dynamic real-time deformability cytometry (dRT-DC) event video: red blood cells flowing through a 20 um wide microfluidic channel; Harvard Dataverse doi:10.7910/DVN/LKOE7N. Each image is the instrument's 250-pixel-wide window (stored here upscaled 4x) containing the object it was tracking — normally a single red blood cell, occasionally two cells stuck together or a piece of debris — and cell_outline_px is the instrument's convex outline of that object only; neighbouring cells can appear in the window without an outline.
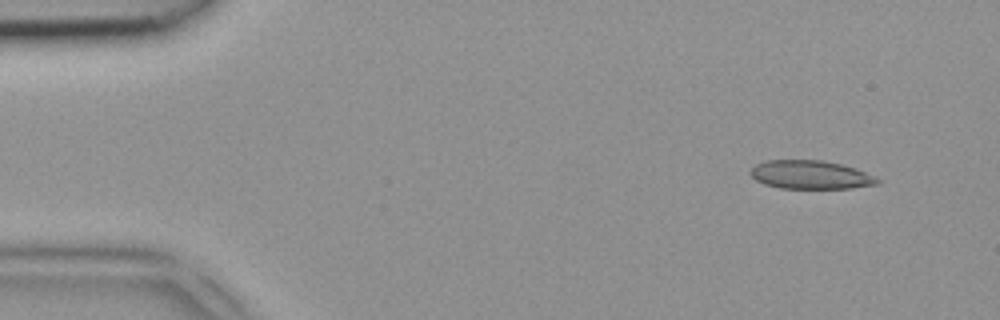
{"species": "common noctule bat (a hibernating species)", "species_latin": "Nyctalus noctula", "temperature_condition": "room temperature", "stored_images_in_passage": 44, "camera_frame_rate_fps": 3000, "um_per_image_px": 0.085, "animal": {"sex": "female", "body_mass_g": 18.4}, "frame": {"image": 1, "passage_image": 2, "time_ms": 0.333, "image_size_px": [1000, 320], "cell_outline_px": [[880, 184], [852, 188], [780, 188], [764, 184], [756, 180], [748, 172], [756, 164], [768, 160], [820, 160], [840, 164], [856, 168], [880, 180]], "centroid_in_image_um": [68.88, 14.86], "position_along_channel_um": 16.1, "area_um2": 20.98}}
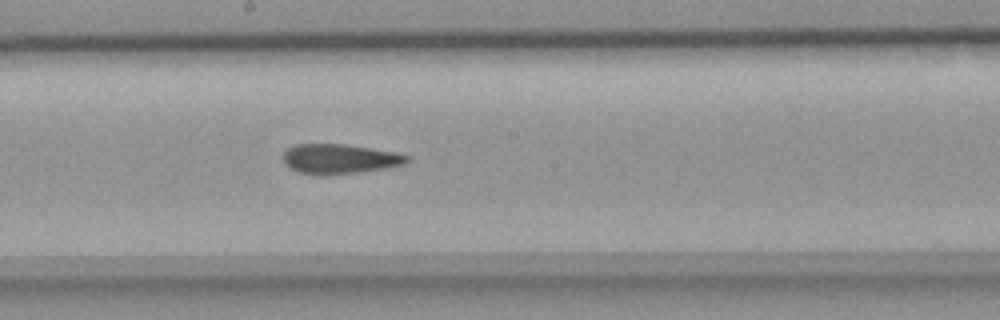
{"frame": {"image": 2, "passage_image": 23, "time_ms": 7.333, "image_size_px": [1000, 320], "cell_outline_px": [[412, 156], [404, 164], [388, 168], [356, 172], [300, 172], [288, 168], [284, 164], [284, 152], [288, 148], [296, 144], [344, 144], [396, 152]], "centroid_in_image_um": [28.91, 13.46], "position_along_channel_um": 219.3, "area_um2": 20.75}}
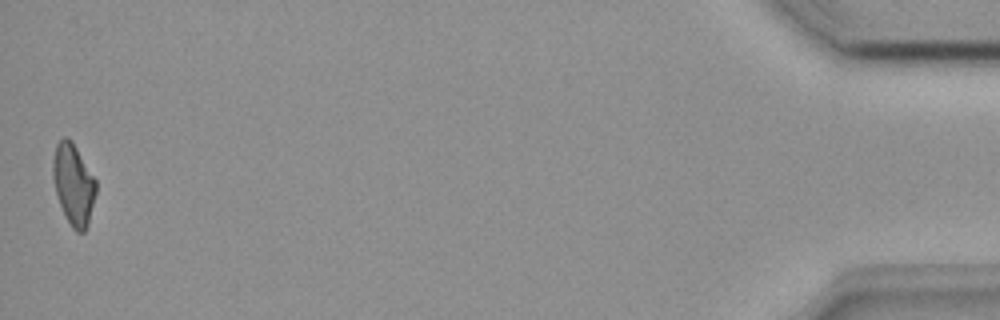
{"frame": {"image": 3, "passage_image": 44, "time_ms": 14.333, "image_size_px": [1000, 320], "cell_outline_px": [[96, 192], [88, 224], [84, 232], [76, 232], [72, 228], [60, 204], [56, 192], [52, 176], [52, 164], [56, 144], [64, 136], [68, 136], [72, 140], [96, 180]], "centroid_in_image_um": [6.24, 15.64], "position_along_channel_um": 429.0, "area_um2": 20.23}}